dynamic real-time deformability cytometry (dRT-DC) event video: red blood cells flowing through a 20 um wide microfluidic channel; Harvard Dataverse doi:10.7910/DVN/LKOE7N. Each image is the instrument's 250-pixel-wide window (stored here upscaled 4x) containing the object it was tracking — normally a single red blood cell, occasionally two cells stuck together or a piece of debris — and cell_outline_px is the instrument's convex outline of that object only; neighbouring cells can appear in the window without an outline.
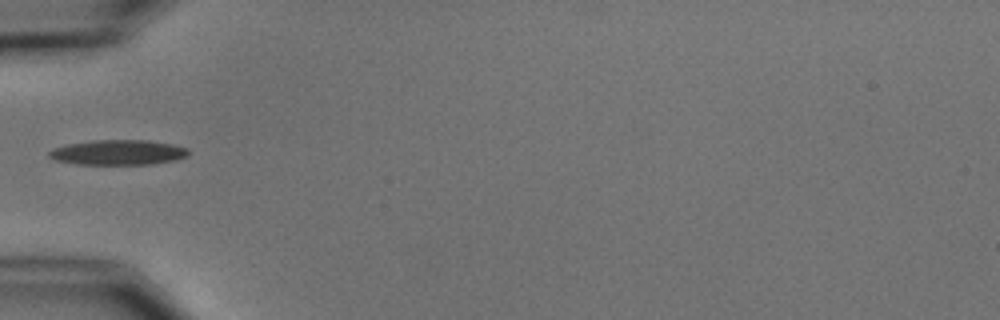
{"species": "common noctule bat (a hibernating species)", "species_latin": "Nyctalus noctula", "temperature_condition": "cold", "stored_images_in_passage": 1, "camera_frame_rate_fps": 3000, "um_per_image_px": 0.085, "animal": {"sex": "male", "body_mass_g": 15.6}, "frame": {"image": 1, "passage_image": 1, "time_ms": 0.0, "image_size_px": [1000, 320], "cell_outline_px": [[188, 156], [176, 160], [152, 164], [76, 164], [52, 160], [48, 156], [48, 152], [52, 148], [68, 144], [92, 140], [148, 140], [172, 144], [188, 148]], "centroid_in_image_um": [10.02, 12.95], "position_along_channel_um": 75.0, "area_um2": 20.52}}